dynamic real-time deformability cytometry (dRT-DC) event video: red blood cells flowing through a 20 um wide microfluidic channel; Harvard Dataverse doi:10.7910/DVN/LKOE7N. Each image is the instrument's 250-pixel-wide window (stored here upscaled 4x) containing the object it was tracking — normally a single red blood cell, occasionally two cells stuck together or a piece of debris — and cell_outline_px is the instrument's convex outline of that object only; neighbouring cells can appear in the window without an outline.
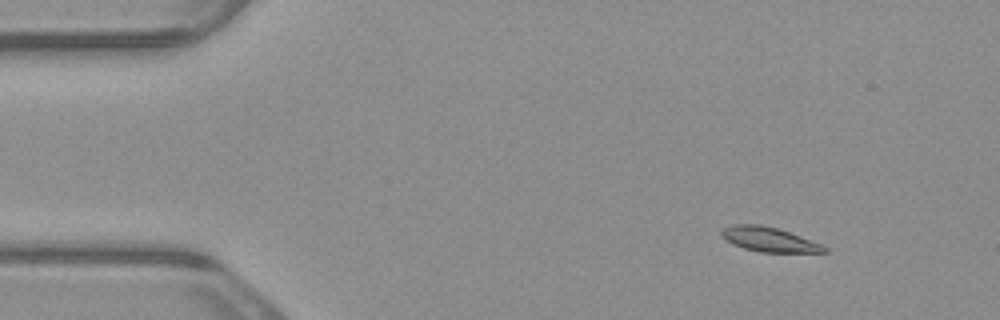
{"species": "common noctule bat (a hibernating species)", "species_latin": "Nyctalus noctula", "temperature_condition": "warm", "stored_images_in_passage": 4, "camera_frame_rate_fps": 3000, "um_per_image_px": 0.085, "animal": {"sex": "male", "body_mass_g": 23.1, "forearm_length_mm": 52.7}, "frame": {"image": 1, "passage_image": 2, "time_ms": 0.333, "image_size_px": [1000, 320], "cell_outline_px": [[828, 252], [760, 252], [744, 248], [732, 244], [720, 236], [720, 228], [732, 224], [760, 224], [776, 228], [800, 236], [820, 244], [828, 248]], "centroid_in_image_um": [65.29, 20.34], "position_along_channel_um": 19.7, "area_um2": 14.68}}